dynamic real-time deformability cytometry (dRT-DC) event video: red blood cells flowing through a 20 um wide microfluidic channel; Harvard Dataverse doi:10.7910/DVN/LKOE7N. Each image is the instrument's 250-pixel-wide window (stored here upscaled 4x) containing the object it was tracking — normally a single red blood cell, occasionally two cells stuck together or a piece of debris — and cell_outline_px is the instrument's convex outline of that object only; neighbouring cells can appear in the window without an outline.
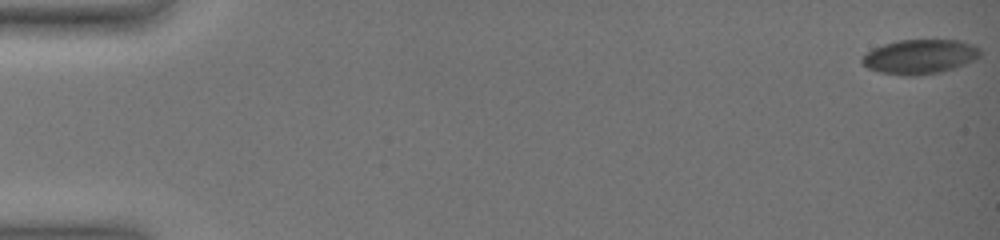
{"species": "common noctule bat (a hibernating species)", "species_latin": "Nyctalus noctula", "temperature_condition": "warm", "stored_images_in_passage": 7, "camera_frame_rate_fps": 3000, "um_per_image_px": 0.085, "animal": {"sex": "female", "body_mass_g": 19.0, "forearm_length_mm": 51.5}, "frame": {"image": 1, "passage_image": 1, "time_ms": 0.0, "image_size_px": [1000, 240], "cell_outline_px": [[980, 56], [964, 64], [940, 72], [912, 76], [908, 76], [880, 72], [868, 68], [860, 60], [872, 48], [884, 44], [900, 40], [960, 40], [972, 44], [980, 48]], "centroid_in_image_um": [78.18, 4.81], "position_along_channel_um": 6.8, "area_um2": 23.47}}
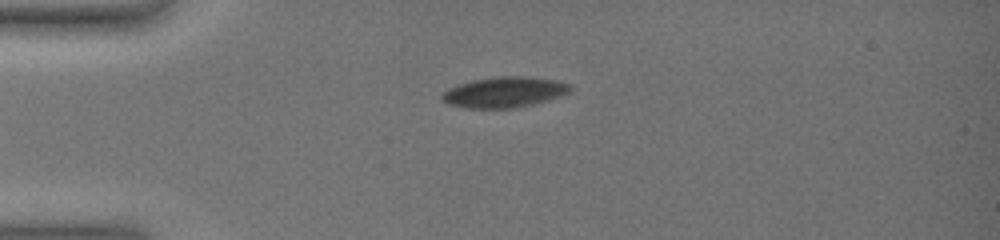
{"frame": {"image": 2, "passage_image": 5, "time_ms": 5.0, "image_size_px": [1000, 240], "cell_outline_px": [[572, 92], [548, 100], [532, 104], [512, 108], [468, 108], [448, 104], [440, 100], [440, 96], [448, 88], [472, 80], [496, 76], [524, 76], [560, 80], [572, 84]], "centroid_in_image_um": [42.9, 7.82], "position_along_channel_um": 42.1, "area_um2": 23.12}}
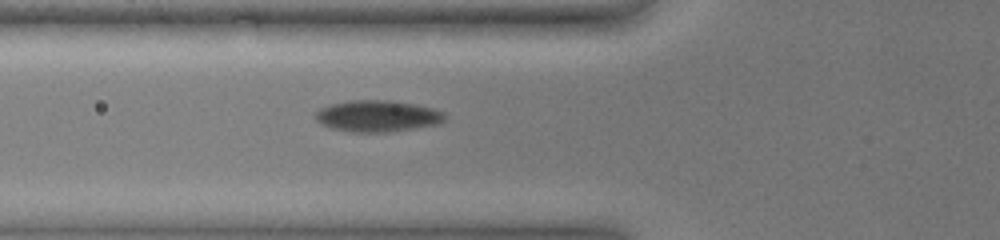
{"frame": {"image": 3, "passage_image": 7, "time_ms": 7.333, "image_size_px": [1000, 240], "cell_outline_px": [[444, 120], [440, 124], [392, 132], [348, 132], [332, 128], [320, 124], [316, 120], [316, 112], [320, 108], [332, 104], [348, 100], [396, 100], [416, 104], [432, 108], [444, 112]], "centroid_in_image_um": [32.1, 9.86], "position_along_channel_um": 93.7, "area_um2": 23.99}}